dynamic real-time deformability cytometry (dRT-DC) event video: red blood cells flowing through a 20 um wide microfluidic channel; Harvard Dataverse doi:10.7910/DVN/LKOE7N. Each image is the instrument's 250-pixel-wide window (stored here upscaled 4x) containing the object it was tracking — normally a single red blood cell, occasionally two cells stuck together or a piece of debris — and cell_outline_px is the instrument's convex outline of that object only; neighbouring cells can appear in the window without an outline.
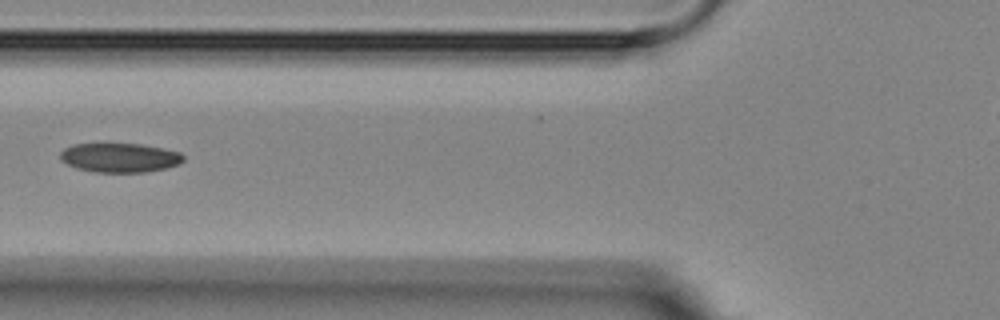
{"species": "Egyptian fruit bat (a non-hibernating species)", "species_latin": "Rousettus aegyptiacus", "temperature_condition": "room temperature", "stored_images_in_passage": 6, "camera_frame_rate_fps": 3000, "um_per_image_px": 0.085, "animal": {"sex": "female"}, "frame": {"image": 1, "passage_image": 6, "time_ms": 5.667, "image_size_px": [1000, 320], "cell_outline_px": [[184, 160], [180, 164], [164, 168], [144, 172], [96, 172], [76, 168], [60, 160], [60, 152], [64, 148], [72, 144], [140, 144], [180, 152], [184, 156]], "centroid_in_image_um": [10.16, 13.4], "position_along_channel_um": 115.6, "area_um2": 20.87}}